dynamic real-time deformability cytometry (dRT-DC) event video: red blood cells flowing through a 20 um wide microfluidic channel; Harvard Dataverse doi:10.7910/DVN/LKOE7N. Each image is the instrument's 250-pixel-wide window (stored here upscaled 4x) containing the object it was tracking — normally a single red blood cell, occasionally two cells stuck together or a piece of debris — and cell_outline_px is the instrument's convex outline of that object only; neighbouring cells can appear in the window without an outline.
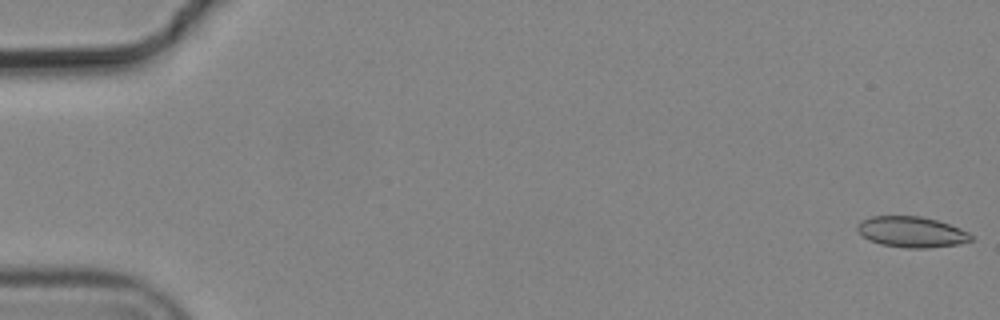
{"species": "common noctule bat (a hibernating species)", "species_latin": "Nyctalus noctula", "temperature_condition": "cold", "stored_images_in_passage": 6, "camera_frame_rate_fps": 3000, "um_per_image_px": 0.085, "animal": {"sex": "male", "body_mass_g": 19.2, "forearm_length_mm": 51.8}, "frame": {"image": 1, "passage_image": 1, "time_ms": 0.0, "image_size_px": [1000, 320], "cell_outline_px": [[972, 240], [960, 244], [928, 248], [908, 248], [880, 244], [868, 240], [856, 228], [860, 220], [872, 216], [920, 216], [936, 220], [960, 228], [968, 232], [972, 236]], "centroid_in_image_um": [77.48, 19.72], "position_along_channel_um": 7.5, "area_um2": 20.35}}
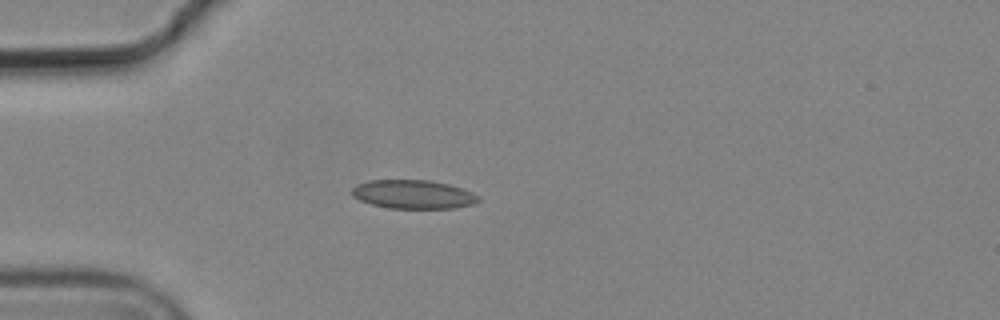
{"frame": {"image": 2, "passage_image": 5, "time_ms": 1.333, "image_size_px": [1000, 320], "cell_outline_px": [[480, 200], [472, 204], [456, 208], [388, 208], [372, 204], [360, 200], [352, 196], [352, 188], [356, 184], [368, 180], [428, 180], [448, 184], [472, 192], [480, 196]], "centroid_in_image_um": [35.11, 16.52], "position_along_channel_um": 49.9, "area_um2": 21.15}}